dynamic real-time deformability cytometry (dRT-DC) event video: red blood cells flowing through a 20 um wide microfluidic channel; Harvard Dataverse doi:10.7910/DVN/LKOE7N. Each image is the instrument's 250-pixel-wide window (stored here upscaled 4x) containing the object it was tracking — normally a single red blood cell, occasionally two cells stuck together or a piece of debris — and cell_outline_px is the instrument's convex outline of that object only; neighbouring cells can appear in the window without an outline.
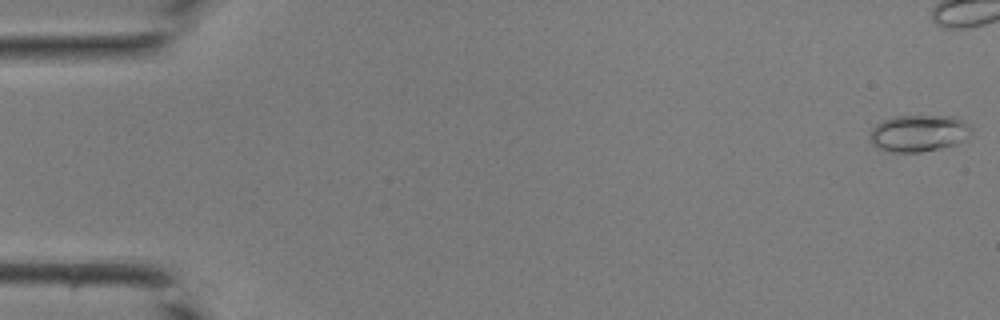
{"species": "common noctule bat (a hibernating species)", "species_latin": "Nyctalus noctula", "temperature_condition": "room temperature", "stored_images_in_passage": 34, "camera_frame_rate_fps": 3000, "um_per_image_px": 0.085, "animal": {"sex": "male", "body_mass_g": 19.0, "forearm_length_mm": 50.8}, "frame": {"image": 1, "passage_image": 1, "time_ms": 0.0, "image_size_px": [1000, 320], "cell_outline_px": [[972, 132], [968, 136], [956, 144], [940, 148], [920, 152], [892, 152], [880, 148], [872, 144], [872, 128], [876, 124], [892, 116], [956, 116], [964, 120], [972, 128]], "centroid_in_image_um": [78.13, 11.31], "position_along_channel_um": 6.9, "area_um2": 21.62}}